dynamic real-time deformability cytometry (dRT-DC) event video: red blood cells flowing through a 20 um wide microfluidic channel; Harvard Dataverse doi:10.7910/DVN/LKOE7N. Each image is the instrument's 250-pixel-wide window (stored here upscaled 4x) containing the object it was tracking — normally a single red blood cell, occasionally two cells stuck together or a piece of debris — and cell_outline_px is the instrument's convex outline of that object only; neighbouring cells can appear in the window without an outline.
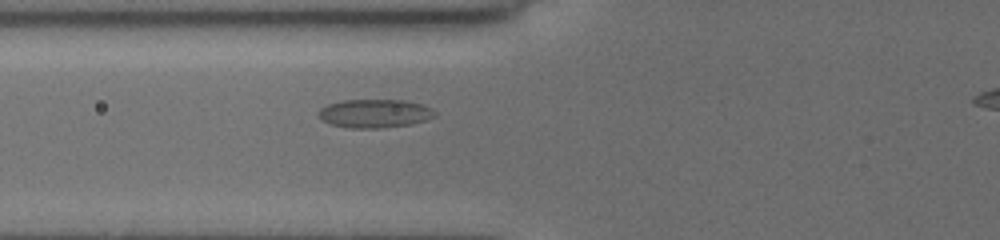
{"species": "common noctule bat (a hibernating species)", "species_latin": "Nyctalus noctula", "temperature_condition": "cold", "stored_images_in_passage": 34, "segment_of_instrument_passage": [1, 2], "camera_frame_rate_fps": 3000, "um_per_image_px": 0.085, "animal": {"sex": "female", "body_mass_g": 19.5, "forearm_length_mm": 54.1}, "frame": {"image": 1, "passage_image": 4, "time_ms": 1.0, "image_size_px": [1000, 240], "cell_outline_px": [[436, 116], [424, 120], [408, 124], [380, 128], [352, 128], [332, 124], [324, 120], [320, 116], [320, 108], [328, 104], [344, 100], [404, 100], [420, 104], [432, 108], [436, 112]], "centroid_in_image_um": [31.88, 9.63], "position_along_channel_um": 93.9, "area_um2": 18.96}}
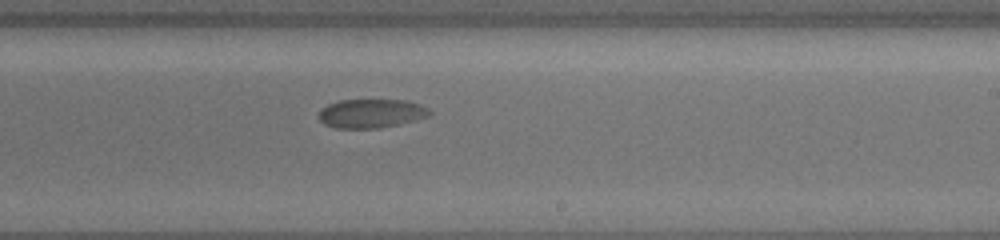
{"frame": {"image": 2, "passage_image": 17, "time_ms": 5.333, "image_size_px": [1000, 240], "cell_outline_px": [[432, 112], [428, 116], [380, 128], [336, 128], [324, 124], [320, 120], [320, 108], [328, 104], [340, 100], [404, 100], [420, 104], [428, 108]], "centroid_in_image_um": [31.52, 9.63], "position_along_channel_um": 257.5, "area_um2": 18.44}}
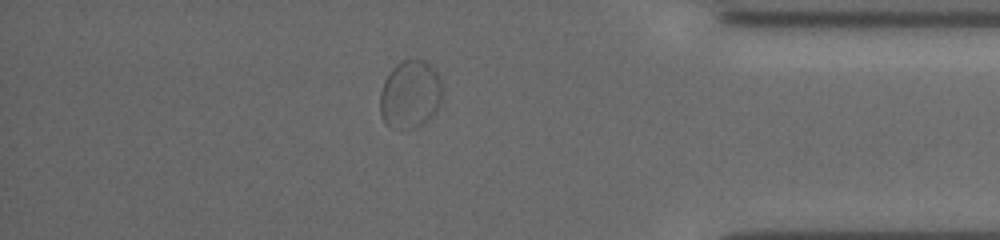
{"frame": {"image": 3, "passage_image": 30, "time_ms": 9.667, "image_size_px": [1000, 240], "cell_outline_px": [[440, 100], [436, 112], [432, 116], [420, 124], [412, 128], [404, 128], [388, 124], [384, 120], [380, 112], [380, 92], [384, 80], [392, 68], [396, 64], [404, 60], [424, 60], [436, 72], [440, 80]], "centroid_in_image_um": [34.84, 8.0], "position_along_channel_um": 400.4, "area_um2": 24.04}}